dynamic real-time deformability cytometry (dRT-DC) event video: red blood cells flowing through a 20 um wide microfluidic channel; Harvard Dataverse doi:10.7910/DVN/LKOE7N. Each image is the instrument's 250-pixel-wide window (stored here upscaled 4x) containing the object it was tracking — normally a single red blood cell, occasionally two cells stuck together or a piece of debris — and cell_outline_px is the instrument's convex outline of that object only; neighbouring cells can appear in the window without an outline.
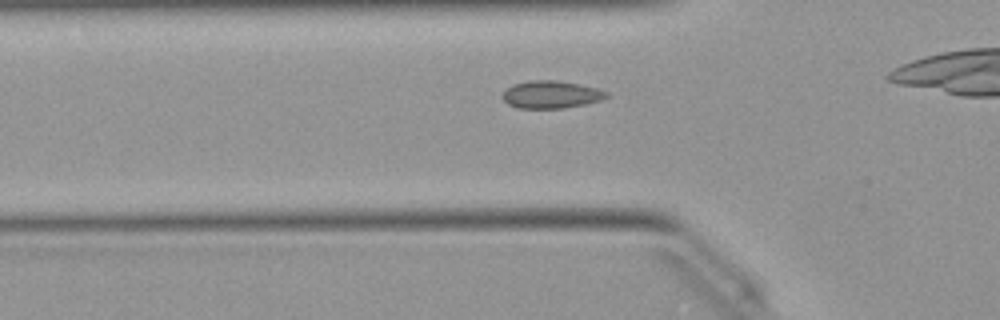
{"species": "Egyptian fruit bat (a non-hibernating species)", "species_latin": "Rousettus aegyptiacus", "temperature_condition": "warm", "stored_images_in_passage": 31, "camera_frame_rate_fps": 3000, "um_per_image_px": 0.085, "animal": {"sex": "female"}, "frame": {"image": 1, "passage_image": 7, "time_ms": 2.0, "image_size_px": [1000, 320], "cell_outline_px": [[608, 96], [600, 100], [584, 104], [564, 108], [516, 108], [508, 104], [500, 96], [512, 84], [528, 80], [556, 80], [580, 84], [596, 88], [608, 92]], "centroid_in_image_um": [46.81, 8.03], "position_along_channel_um": 79.0, "area_um2": 16.7}}
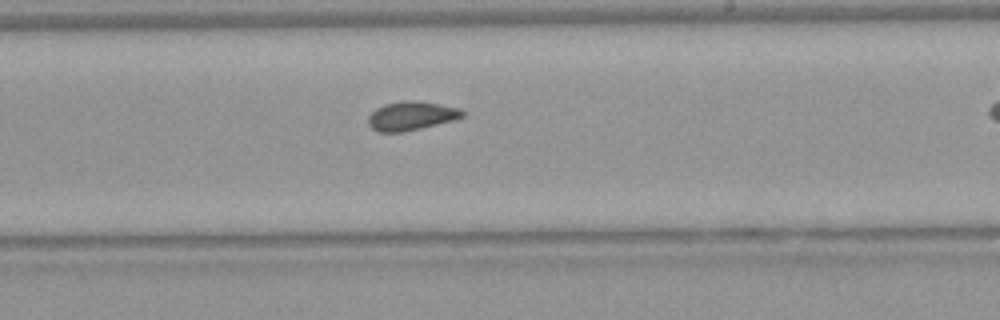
{"frame": {"image": 2, "passage_image": 20, "time_ms": 6.333, "image_size_px": [1000, 320], "cell_outline_px": [[464, 116], [456, 120], [404, 132], [376, 132], [368, 124], [368, 116], [376, 108], [384, 104], [436, 104], [460, 108], [464, 112]], "centroid_in_image_um": [34.95, 9.92], "position_along_channel_um": 254.0, "area_um2": 15.03}}
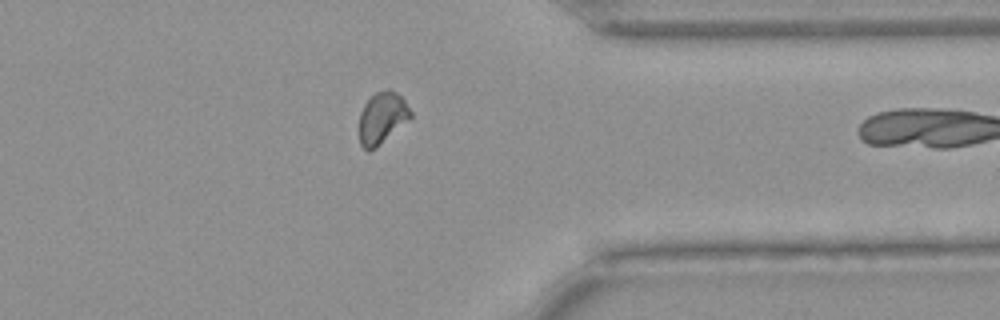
{"frame": {"image": 3, "passage_image": 30, "time_ms": 9.667, "image_size_px": [1000, 320], "cell_outline_px": [[412, 116], [408, 120], [376, 148], [368, 152], [360, 144], [360, 112], [364, 104], [376, 92], [388, 88], [396, 92], [404, 100], [412, 112]], "centroid_in_image_um": [32.48, 10.02], "position_along_channel_um": 378.9, "area_um2": 15.32}}